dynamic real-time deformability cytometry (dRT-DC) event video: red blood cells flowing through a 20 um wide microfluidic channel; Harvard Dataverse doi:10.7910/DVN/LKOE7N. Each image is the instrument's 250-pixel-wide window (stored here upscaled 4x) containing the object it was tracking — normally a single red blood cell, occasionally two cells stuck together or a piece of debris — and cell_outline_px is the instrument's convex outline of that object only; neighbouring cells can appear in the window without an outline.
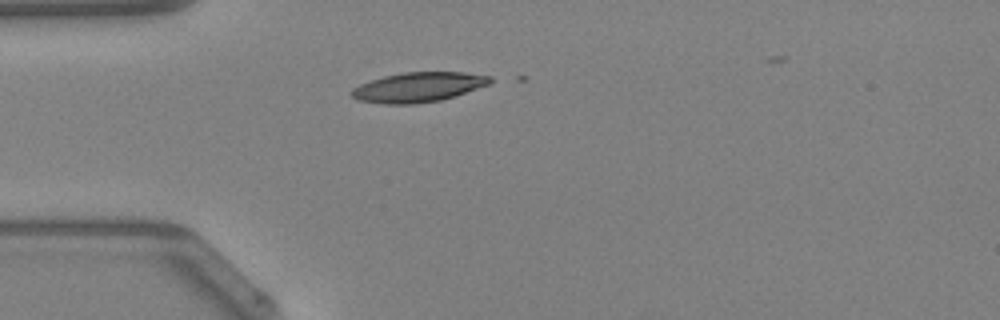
{"species": "Egyptian fruit bat (a non-hibernating species)", "species_latin": "Rousettus aegyptiacus", "temperature_condition": "warm", "stored_images_in_passage": 2, "camera_frame_rate_fps": 3000, "um_per_image_px": 0.085, "animal": {"sex": "female"}, "frame": {"image": 1, "passage_image": 1, "time_ms": 0.0, "image_size_px": [1000, 320], "cell_outline_px": [[492, 80], [488, 84], [440, 100], [416, 104], [384, 104], [360, 100], [352, 96], [352, 88], [360, 84], [384, 76], [404, 72], [464, 72], [492, 76]], "centroid_in_image_um": [35.54, 7.4], "position_along_channel_um": 49.5, "area_um2": 23.64}}